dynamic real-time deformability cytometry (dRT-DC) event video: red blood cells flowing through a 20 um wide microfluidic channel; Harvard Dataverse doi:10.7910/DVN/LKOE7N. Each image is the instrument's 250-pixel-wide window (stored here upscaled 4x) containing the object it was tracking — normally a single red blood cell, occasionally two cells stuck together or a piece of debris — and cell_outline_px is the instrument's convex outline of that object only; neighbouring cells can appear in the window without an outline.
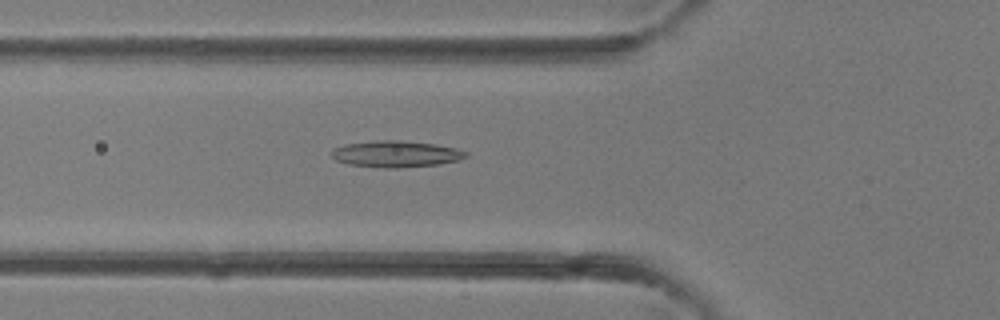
{"species": "common noctule bat (a hibernating species)", "species_latin": "Nyctalus noctula", "temperature_condition": "room temperature", "stored_images_in_passage": 39, "camera_frame_rate_fps": 3000, "um_per_image_px": 0.085, "animal": {"sex": "female"}, "frame": {"image": 1, "passage_image": 14, "time_ms": 4.333, "image_size_px": [1000, 320], "cell_outline_px": [[468, 156], [456, 160], [440, 164], [396, 168], [384, 168], [348, 164], [336, 160], [328, 152], [332, 148], [344, 144], [380, 140], [400, 140], [436, 144], [456, 148], [468, 152]], "centroid_in_image_um": [33.62, 13.08], "position_along_channel_um": 92.2, "area_um2": 20.81}}
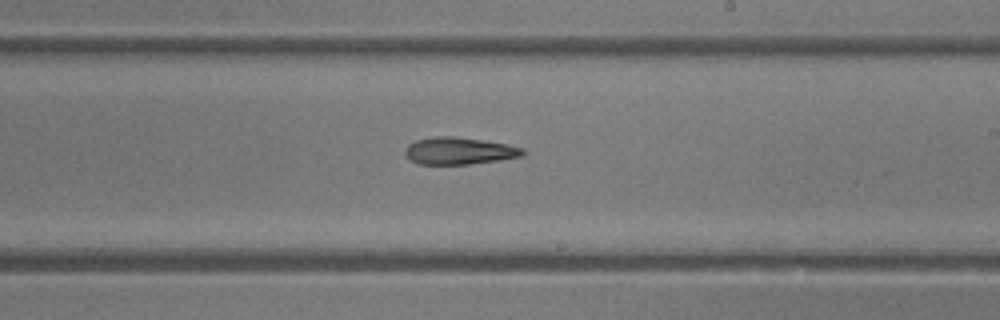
{"frame": {"image": 2, "passage_image": 23, "time_ms": 7.333, "image_size_px": [1000, 320], "cell_outline_px": [[524, 156], [500, 160], [468, 164], [420, 164], [412, 160], [404, 152], [404, 148], [408, 144], [416, 140], [432, 136], [456, 136], [484, 140], [508, 144], [524, 148]], "centroid_in_image_um": [39.05, 12.81], "position_along_channel_um": 250.0, "area_um2": 18.73}}
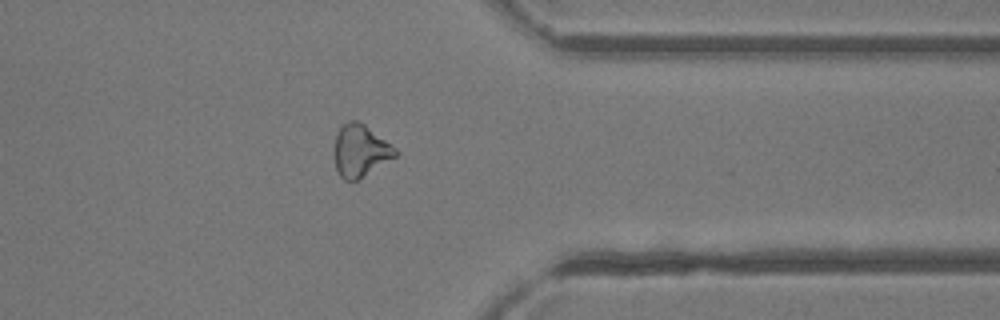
{"frame": {"image": 3, "passage_image": 31, "time_ms": 10.0, "image_size_px": [1000, 320], "cell_outline_px": [[400, 152], [396, 156], [356, 180], [344, 180], [340, 176], [336, 168], [336, 136], [340, 128], [348, 120], [356, 120], [364, 124], [396, 148]], "centroid_in_image_um": [30.65, 12.8], "position_along_channel_um": 380.7, "area_um2": 17.98}}